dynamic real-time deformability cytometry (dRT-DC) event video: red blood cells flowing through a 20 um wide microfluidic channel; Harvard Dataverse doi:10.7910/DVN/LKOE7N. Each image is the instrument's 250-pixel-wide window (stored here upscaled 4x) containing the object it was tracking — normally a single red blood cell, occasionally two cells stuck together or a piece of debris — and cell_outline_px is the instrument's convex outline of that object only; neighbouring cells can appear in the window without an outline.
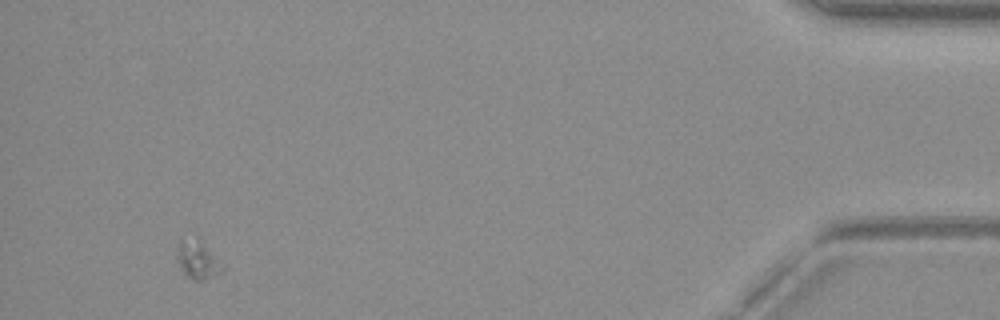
{"species": "common noctule bat (a hibernating species)", "species_latin": "Nyctalus noctula", "temperature_condition": "warm", "stored_images_in_passage": 11, "camera_frame_rate_fps": 3000, "um_per_image_px": 0.085, "animal": {"sex": "female", "body_mass_g": 19.3, "forearm_length_mm": 54.1}, "frame": {"image": 1, "passage_image": 11, "time_ms": 13.0, "image_size_px": [1000, 320], "cell_outline_px": [[228, 268], [204, 280], [192, 280], [180, 268], [176, 260], [176, 248], [180, 236], [200, 236]], "centroid_in_image_um": [16.8, 21.97], "position_along_channel_um": 418.4, "area_um2": 11.1}}